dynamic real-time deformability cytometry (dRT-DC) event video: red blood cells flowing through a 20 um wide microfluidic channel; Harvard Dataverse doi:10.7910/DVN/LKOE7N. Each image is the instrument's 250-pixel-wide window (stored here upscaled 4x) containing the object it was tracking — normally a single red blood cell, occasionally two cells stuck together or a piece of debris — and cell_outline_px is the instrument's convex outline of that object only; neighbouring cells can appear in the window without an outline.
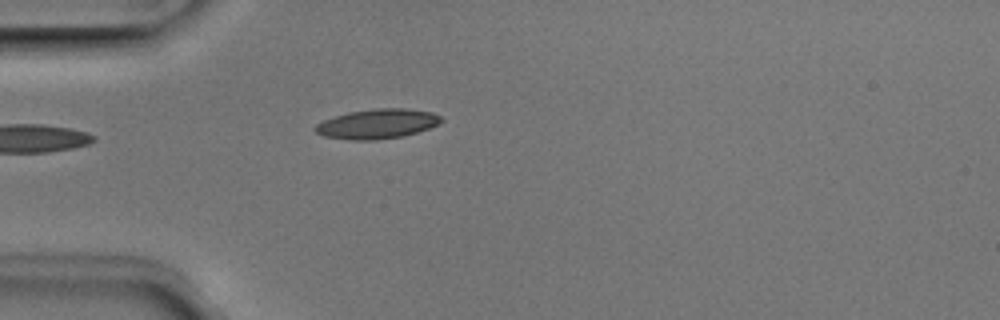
{"species": "Egyptian fruit bat (a non-hibernating species)", "species_latin": "Rousettus aegyptiacus", "temperature_condition": "room temperature", "stored_images_in_passage": 23, "camera_frame_rate_fps": 3000, "um_per_image_px": 0.085, "animal": {"sex": "male"}, "frame": {"image": 1, "passage_image": 1, "time_ms": 0.0, "image_size_px": [1000, 320], "cell_outline_px": [[444, 120], [440, 124], [404, 136], [376, 140], [348, 140], [324, 136], [316, 132], [312, 128], [316, 124], [324, 120], [348, 112], [376, 108], [404, 108], [432, 112], [440, 116]], "centroid_in_image_um": [32.07, 10.53], "position_along_channel_um": 52.9, "area_um2": 21.85}}
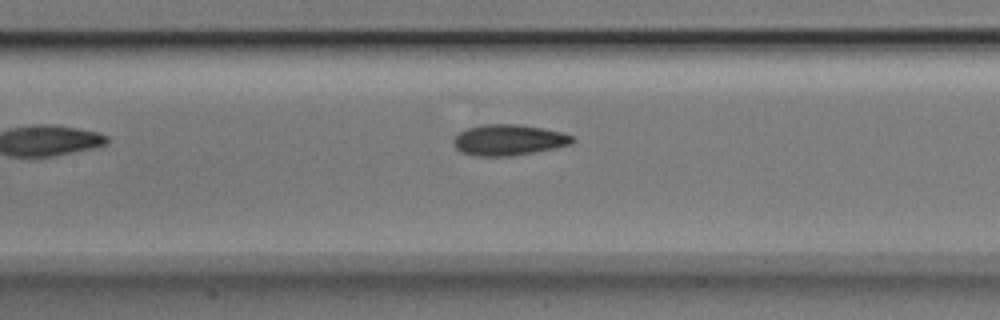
{"frame": {"image": 2, "passage_image": 10, "time_ms": 3.0, "image_size_px": [1000, 320], "cell_outline_px": [[576, 140], [572, 144], [532, 152], [508, 156], [476, 156], [460, 152], [456, 148], [452, 140], [460, 132], [468, 128], [484, 124], [520, 124], [544, 128], [560, 132], [572, 136]], "centroid_in_image_um": [43.22, 11.89], "position_along_channel_um": 164.2, "area_um2": 21.27}}
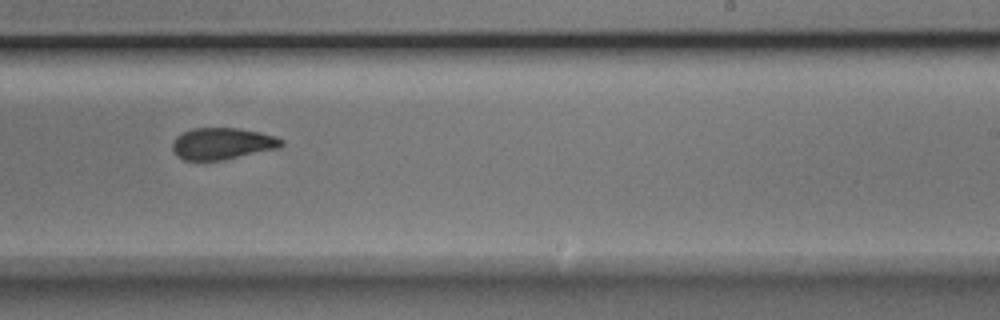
{"frame": {"image": 3, "passage_image": 18, "time_ms": 5.667, "image_size_px": [1000, 320], "cell_outline_px": [[284, 144], [280, 148], [224, 160], [184, 160], [176, 156], [172, 152], [172, 140], [176, 136], [192, 128], [236, 128], [260, 132], [284, 140]], "centroid_in_image_um": [18.87, 12.21], "position_along_channel_um": 270.1, "area_um2": 20.29}}